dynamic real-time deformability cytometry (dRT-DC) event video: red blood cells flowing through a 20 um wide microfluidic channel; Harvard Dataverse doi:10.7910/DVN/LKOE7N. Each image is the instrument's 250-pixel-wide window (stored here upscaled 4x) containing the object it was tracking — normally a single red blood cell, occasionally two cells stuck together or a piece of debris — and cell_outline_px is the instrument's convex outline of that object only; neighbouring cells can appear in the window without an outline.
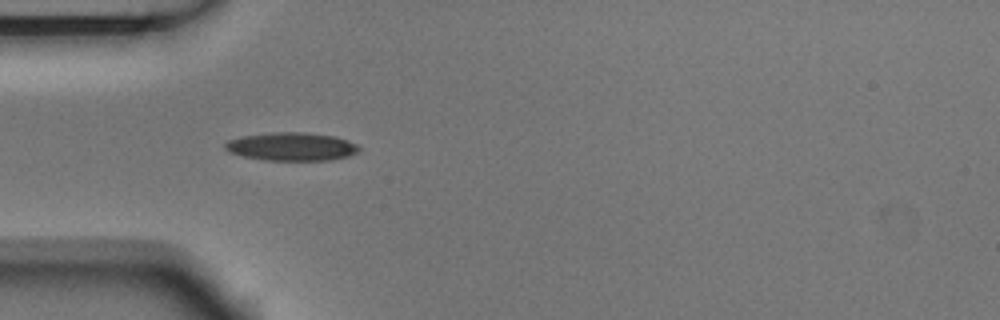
{"species": "Egyptian fruit bat (a non-hibernating species)", "species_latin": "Rousettus aegyptiacus", "temperature_condition": "room temperature", "stored_images_in_passage": 5, "camera_frame_rate_fps": 3000, "um_per_image_px": 0.085, "animal": {"sex": "male"}, "frame": {"image": 1, "passage_image": 4, "time_ms": 1.0, "image_size_px": [1000, 320], "cell_outline_px": [[360, 152], [348, 156], [332, 160], [264, 160], [244, 156], [232, 152], [224, 148], [224, 144], [228, 140], [244, 136], [272, 132], [304, 132], [336, 136], [348, 140], [356, 144], [360, 148]], "centroid_in_image_um": [24.84, 12.46], "position_along_channel_um": 60.2, "area_um2": 22.02}}
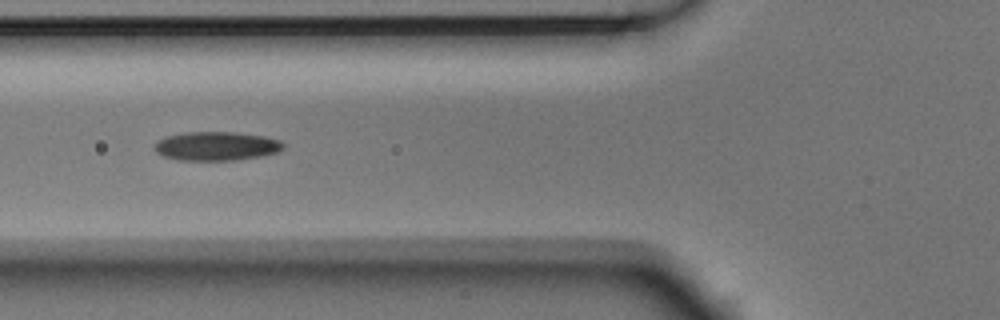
{"frame": {"image": 2, "passage_image": 5, "time_ms": 1.333, "image_size_px": [1000, 320], "cell_outline_px": [[284, 148], [276, 152], [260, 156], [236, 160], [176, 160], [164, 156], [156, 152], [156, 140], [164, 136], [184, 132], [236, 132], [264, 136], [280, 140], [284, 144]], "centroid_in_image_um": [18.37, 12.41], "position_along_channel_um": 107.4, "area_um2": 21.73}}